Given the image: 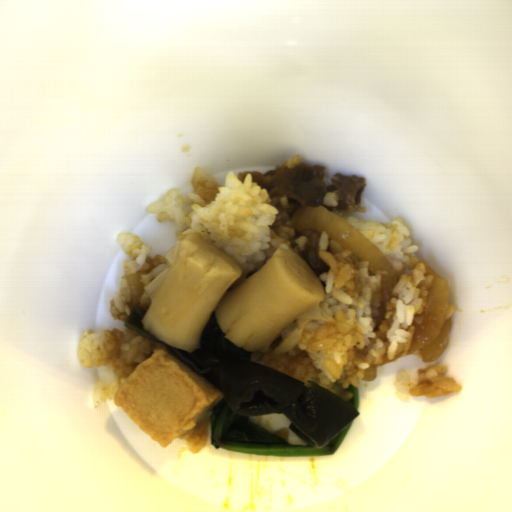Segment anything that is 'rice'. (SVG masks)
Listing matches in <instances>:
<instances>
[{
  "label": "rice",
  "instance_id": "rice-5",
  "mask_svg": "<svg viewBox=\"0 0 512 512\" xmlns=\"http://www.w3.org/2000/svg\"><path fill=\"white\" fill-rule=\"evenodd\" d=\"M417 379L406 369H398L396 373L395 390L396 397L407 401L412 397H441L458 393L462 386L455 377L445 375L446 364H433L418 368Z\"/></svg>",
  "mask_w": 512,
  "mask_h": 512
},
{
  "label": "rice",
  "instance_id": "rice-7",
  "mask_svg": "<svg viewBox=\"0 0 512 512\" xmlns=\"http://www.w3.org/2000/svg\"><path fill=\"white\" fill-rule=\"evenodd\" d=\"M151 303H152V301L149 297V294H148L147 290L143 287V294L138 302V307H140L141 309H143L144 311L147 312Z\"/></svg>",
  "mask_w": 512,
  "mask_h": 512
},
{
  "label": "rice",
  "instance_id": "rice-2",
  "mask_svg": "<svg viewBox=\"0 0 512 512\" xmlns=\"http://www.w3.org/2000/svg\"><path fill=\"white\" fill-rule=\"evenodd\" d=\"M191 182L192 193L182 195L180 189L174 188L146 211L156 214L157 222L174 221L179 225L180 230L175 232L179 243L189 234L199 236L224 251L241 268L242 274L226 293L261 269L278 249L293 250V217L282 218L267 189L252 181L249 173L242 182L239 175L230 171L224 185H220L208 170L198 166Z\"/></svg>",
  "mask_w": 512,
  "mask_h": 512
},
{
  "label": "rice",
  "instance_id": "rice-1",
  "mask_svg": "<svg viewBox=\"0 0 512 512\" xmlns=\"http://www.w3.org/2000/svg\"><path fill=\"white\" fill-rule=\"evenodd\" d=\"M329 212L362 234L384 254L394 270L402 272L386 303L384 321L374 331L372 303L382 275L375 274L367 262L322 230L319 256L329 269L317 278L324 294L318 305L332 320L312 318L304 324L300 339L289 351L271 358L283 342L281 332L271 342L268 353L252 352L250 360L302 382L312 381L352 405L353 394L348 388H358L371 365L377 368L414 352V318L425 309L433 275H427L426 264L415 257L420 248L413 244L400 217L363 221L346 210Z\"/></svg>",
  "mask_w": 512,
  "mask_h": 512
},
{
  "label": "rice",
  "instance_id": "rice-4",
  "mask_svg": "<svg viewBox=\"0 0 512 512\" xmlns=\"http://www.w3.org/2000/svg\"><path fill=\"white\" fill-rule=\"evenodd\" d=\"M116 242L122 245L125 254L129 255L130 259L123 262L124 274L121 277L119 290L114 292L109 302V312L112 319L126 323L133 310L132 294L126 275L136 272L151 273L156 267L164 264L166 256L157 254L152 257L153 248L131 232H120L116 235Z\"/></svg>",
  "mask_w": 512,
  "mask_h": 512
},
{
  "label": "rice",
  "instance_id": "rice-3",
  "mask_svg": "<svg viewBox=\"0 0 512 512\" xmlns=\"http://www.w3.org/2000/svg\"><path fill=\"white\" fill-rule=\"evenodd\" d=\"M166 348L129 329L85 331L78 344L80 366L103 367L114 373L110 384L99 380L93 389L92 403L97 408L103 401L115 399V394L137 366L149 359L154 350ZM169 350L168 348H166ZM171 351V350H169Z\"/></svg>",
  "mask_w": 512,
  "mask_h": 512
},
{
  "label": "rice",
  "instance_id": "rice-8",
  "mask_svg": "<svg viewBox=\"0 0 512 512\" xmlns=\"http://www.w3.org/2000/svg\"><path fill=\"white\" fill-rule=\"evenodd\" d=\"M455 312V306L453 304H449L446 320H450Z\"/></svg>",
  "mask_w": 512,
  "mask_h": 512
},
{
  "label": "rice",
  "instance_id": "rice-6",
  "mask_svg": "<svg viewBox=\"0 0 512 512\" xmlns=\"http://www.w3.org/2000/svg\"><path fill=\"white\" fill-rule=\"evenodd\" d=\"M209 425L210 418L205 417L188 436L184 437L191 454H198L207 446L209 442Z\"/></svg>",
  "mask_w": 512,
  "mask_h": 512
}]
</instances>
